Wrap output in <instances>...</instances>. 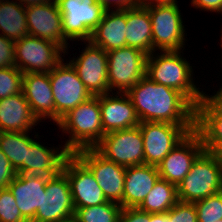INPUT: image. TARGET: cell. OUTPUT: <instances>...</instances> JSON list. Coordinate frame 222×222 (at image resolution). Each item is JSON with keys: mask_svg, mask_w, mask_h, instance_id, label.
<instances>
[{"mask_svg": "<svg viewBox=\"0 0 222 222\" xmlns=\"http://www.w3.org/2000/svg\"><path fill=\"white\" fill-rule=\"evenodd\" d=\"M140 122L195 125L196 107L179 91L151 81L147 76L127 93Z\"/></svg>", "mask_w": 222, "mask_h": 222, "instance_id": "1", "label": "cell"}, {"mask_svg": "<svg viewBox=\"0 0 222 222\" xmlns=\"http://www.w3.org/2000/svg\"><path fill=\"white\" fill-rule=\"evenodd\" d=\"M192 67L183 57V50L152 52L147 57L146 76L155 83L181 92L196 107L203 100L204 92L194 81Z\"/></svg>", "mask_w": 222, "mask_h": 222, "instance_id": "2", "label": "cell"}, {"mask_svg": "<svg viewBox=\"0 0 222 222\" xmlns=\"http://www.w3.org/2000/svg\"><path fill=\"white\" fill-rule=\"evenodd\" d=\"M101 117L98 95L71 109L59 120L56 125L68 134L64 146L71 154L80 149L94 148L102 140Z\"/></svg>", "mask_w": 222, "mask_h": 222, "instance_id": "3", "label": "cell"}, {"mask_svg": "<svg viewBox=\"0 0 222 222\" xmlns=\"http://www.w3.org/2000/svg\"><path fill=\"white\" fill-rule=\"evenodd\" d=\"M221 191L222 164L214 153L204 150L177 186L178 199L185 203H195Z\"/></svg>", "mask_w": 222, "mask_h": 222, "instance_id": "4", "label": "cell"}, {"mask_svg": "<svg viewBox=\"0 0 222 222\" xmlns=\"http://www.w3.org/2000/svg\"><path fill=\"white\" fill-rule=\"evenodd\" d=\"M62 15L63 50L67 55L70 41H89L92 31L106 12L99 0H56ZM69 46V47H68Z\"/></svg>", "mask_w": 222, "mask_h": 222, "instance_id": "5", "label": "cell"}, {"mask_svg": "<svg viewBox=\"0 0 222 222\" xmlns=\"http://www.w3.org/2000/svg\"><path fill=\"white\" fill-rule=\"evenodd\" d=\"M177 3L147 7L152 25L153 52L184 50L187 34Z\"/></svg>", "mask_w": 222, "mask_h": 222, "instance_id": "6", "label": "cell"}, {"mask_svg": "<svg viewBox=\"0 0 222 222\" xmlns=\"http://www.w3.org/2000/svg\"><path fill=\"white\" fill-rule=\"evenodd\" d=\"M147 57L142 50L129 46L107 51L109 93H127L145 77Z\"/></svg>", "mask_w": 222, "mask_h": 222, "instance_id": "7", "label": "cell"}, {"mask_svg": "<svg viewBox=\"0 0 222 222\" xmlns=\"http://www.w3.org/2000/svg\"><path fill=\"white\" fill-rule=\"evenodd\" d=\"M14 52L15 66L23 74L49 73L65 57L58 44L31 35L15 41Z\"/></svg>", "mask_w": 222, "mask_h": 222, "instance_id": "8", "label": "cell"}, {"mask_svg": "<svg viewBox=\"0 0 222 222\" xmlns=\"http://www.w3.org/2000/svg\"><path fill=\"white\" fill-rule=\"evenodd\" d=\"M143 136L144 164L158 166L195 125H176L167 122H140Z\"/></svg>", "mask_w": 222, "mask_h": 222, "instance_id": "9", "label": "cell"}, {"mask_svg": "<svg viewBox=\"0 0 222 222\" xmlns=\"http://www.w3.org/2000/svg\"><path fill=\"white\" fill-rule=\"evenodd\" d=\"M50 84L55 104V123L90 97L91 93L87 90L80 80L73 66L62 59L55 68L49 72Z\"/></svg>", "mask_w": 222, "mask_h": 222, "instance_id": "10", "label": "cell"}, {"mask_svg": "<svg viewBox=\"0 0 222 222\" xmlns=\"http://www.w3.org/2000/svg\"><path fill=\"white\" fill-rule=\"evenodd\" d=\"M94 149L105 159L125 167L144 164L143 136L139 126L105 134Z\"/></svg>", "mask_w": 222, "mask_h": 222, "instance_id": "11", "label": "cell"}, {"mask_svg": "<svg viewBox=\"0 0 222 222\" xmlns=\"http://www.w3.org/2000/svg\"><path fill=\"white\" fill-rule=\"evenodd\" d=\"M73 154L92 172L107 201L120 204L126 167L105 159L94 148L80 149Z\"/></svg>", "mask_w": 222, "mask_h": 222, "instance_id": "12", "label": "cell"}, {"mask_svg": "<svg viewBox=\"0 0 222 222\" xmlns=\"http://www.w3.org/2000/svg\"><path fill=\"white\" fill-rule=\"evenodd\" d=\"M74 214L70 183L61 170L56 175L48 177L42 205L37 209L31 222H61L74 217Z\"/></svg>", "mask_w": 222, "mask_h": 222, "instance_id": "13", "label": "cell"}, {"mask_svg": "<svg viewBox=\"0 0 222 222\" xmlns=\"http://www.w3.org/2000/svg\"><path fill=\"white\" fill-rule=\"evenodd\" d=\"M84 43L86 45L79 57L73 56L72 60L70 58L67 62L73 66L92 96L108 94L107 52L90 41H84Z\"/></svg>", "mask_w": 222, "mask_h": 222, "instance_id": "14", "label": "cell"}, {"mask_svg": "<svg viewBox=\"0 0 222 222\" xmlns=\"http://www.w3.org/2000/svg\"><path fill=\"white\" fill-rule=\"evenodd\" d=\"M203 151L199 133L189 132L157 166L160 178L178 186Z\"/></svg>", "mask_w": 222, "mask_h": 222, "instance_id": "15", "label": "cell"}, {"mask_svg": "<svg viewBox=\"0 0 222 222\" xmlns=\"http://www.w3.org/2000/svg\"><path fill=\"white\" fill-rule=\"evenodd\" d=\"M62 171L66 174L75 208L96 206L107 202L92 172L74 155L64 161Z\"/></svg>", "mask_w": 222, "mask_h": 222, "instance_id": "16", "label": "cell"}, {"mask_svg": "<svg viewBox=\"0 0 222 222\" xmlns=\"http://www.w3.org/2000/svg\"><path fill=\"white\" fill-rule=\"evenodd\" d=\"M209 95L203 93V100L196 106L195 130L201 136L204 150L215 153L222 146V86Z\"/></svg>", "mask_w": 222, "mask_h": 222, "instance_id": "17", "label": "cell"}, {"mask_svg": "<svg viewBox=\"0 0 222 222\" xmlns=\"http://www.w3.org/2000/svg\"><path fill=\"white\" fill-rule=\"evenodd\" d=\"M29 35L58 44L63 49L62 15L56 0L26 7Z\"/></svg>", "mask_w": 222, "mask_h": 222, "instance_id": "18", "label": "cell"}, {"mask_svg": "<svg viewBox=\"0 0 222 222\" xmlns=\"http://www.w3.org/2000/svg\"><path fill=\"white\" fill-rule=\"evenodd\" d=\"M104 135L113 131L130 129L140 124L131 99L126 93L99 95Z\"/></svg>", "mask_w": 222, "mask_h": 222, "instance_id": "19", "label": "cell"}, {"mask_svg": "<svg viewBox=\"0 0 222 222\" xmlns=\"http://www.w3.org/2000/svg\"><path fill=\"white\" fill-rule=\"evenodd\" d=\"M22 92L39 122L49 119L55 123V104L49 73H25Z\"/></svg>", "mask_w": 222, "mask_h": 222, "instance_id": "20", "label": "cell"}, {"mask_svg": "<svg viewBox=\"0 0 222 222\" xmlns=\"http://www.w3.org/2000/svg\"><path fill=\"white\" fill-rule=\"evenodd\" d=\"M47 179L45 175L16 174L8 186L17 207L28 222L35 218L37 209L42 205Z\"/></svg>", "mask_w": 222, "mask_h": 222, "instance_id": "21", "label": "cell"}, {"mask_svg": "<svg viewBox=\"0 0 222 222\" xmlns=\"http://www.w3.org/2000/svg\"><path fill=\"white\" fill-rule=\"evenodd\" d=\"M160 178L157 166L140 164L126 167L122 208H137Z\"/></svg>", "mask_w": 222, "mask_h": 222, "instance_id": "22", "label": "cell"}, {"mask_svg": "<svg viewBox=\"0 0 222 222\" xmlns=\"http://www.w3.org/2000/svg\"><path fill=\"white\" fill-rule=\"evenodd\" d=\"M38 123L23 92L0 99V132H28Z\"/></svg>", "mask_w": 222, "mask_h": 222, "instance_id": "23", "label": "cell"}, {"mask_svg": "<svg viewBox=\"0 0 222 222\" xmlns=\"http://www.w3.org/2000/svg\"><path fill=\"white\" fill-rule=\"evenodd\" d=\"M48 147L34 140L26 155V174L54 176L62 170L65 159L71 154L65 146ZM62 147V148H61Z\"/></svg>", "mask_w": 222, "mask_h": 222, "instance_id": "24", "label": "cell"}, {"mask_svg": "<svg viewBox=\"0 0 222 222\" xmlns=\"http://www.w3.org/2000/svg\"><path fill=\"white\" fill-rule=\"evenodd\" d=\"M126 24V10L106 11L89 41L106 52L122 48L126 46Z\"/></svg>", "mask_w": 222, "mask_h": 222, "instance_id": "25", "label": "cell"}, {"mask_svg": "<svg viewBox=\"0 0 222 222\" xmlns=\"http://www.w3.org/2000/svg\"><path fill=\"white\" fill-rule=\"evenodd\" d=\"M126 46L142 50L147 55L153 52L152 25L146 7L126 9Z\"/></svg>", "mask_w": 222, "mask_h": 222, "instance_id": "26", "label": "cell"}, {"mask_svg": "<svg viewBox=\"0 0 222 222\" xmlns=\"http://www.w3.org/2000/svg\"><path fill=\"white\" fill-rule=\"evenodd\" d=\"M0 31L14 42L29 35L26 7L16 0H0Z\"/></svg>", "mask_w": 222, "mask_h": 222, "instance_id": "27", "label": "cell"}, {"mask_svg": "<svg viewBox=\"0 0 222 222\" xmlns=\"http://www.w3.org/2000/svg\"><path fill=\"white\" fill-rule=\"evenodd\" d=\"M30 132H0V150L7 156L17 174H26V155L35 140Z\"/></svg>", "mask_w": 222, "mask_h": 222, "instance_id": "28", "label": "cell"}, {"mask_svg": "<svg viewBox=\"0 0 222 222\" xmlns=\"http://www.w3.org/2000/svg\"><path fill=\"white\" fill-rule=\"evenodd\" d=\"M178 201L177 186L159 178L137 208L148 213H166Z\"/></svg>", "mask_w": 222, "mask_h": 222, "instance_id": "29", "label": "cell"}, {"mask_svg": "<svg viewBox=\"0 0 222 222\" xmlns=\"http://www.w3.org/2000/svg\"><path fill=\"white\" fill-rule=\"evenodd\" d=\"M121 210L120 204L107 201L96 206L75 208L74 218L78 222H119Z\"/></svg>", "mask_w": 222, "mask_h": 222, "instance_id": "30", "label": "cell"}, {"mask_svg": "<svg viewBox=\"0 0 222 222\" xmlns=\"http://www.w3.org/2000/svg\"><path fill=\"white\" fill-rule=\"evenodd\" d=\"M194 204L198 222H215L222 219V191Z\"/></svg>", "mask_w": 222, "mask_h": 222, "instance_id": "31", "label": "cell"}, {"mask_svg": "<svg viewBox=\"0 0 222 222\" xmlns=\"http://www.w3.org/2000/svg\"><path fill=\"white\" fill-rule=\"evenodd\" d=\"M23 75L16 66L0 68V99L22 92Z\"/></svg>", "mask_w": 222, "mask_h": 222, "instance_id": "32", "label": "cell"}, {"mask_svg": "<svg viewBox=\"0 0 222 222\" xmlns=\"http://www.w3.org/2000/svg\"><path fill=\"white\" fill-rule=\"evenodd\" d=\"M0 222H28L17 207L9 188L0 189Z\"/></svg>", "mask_w": 222, "mask_h": 222, "instance_id": "33", "label": "cell"}, {"mask_svg": "<svg viewBox=\"0 0 222 222\" xmlns=\"http://www.w3.org/2000/svg\"><path fill=\"white\" fill-rule=\"evenodd\" d=\"M166 213L169 222H198L197 210L194 203L178 201Z\"/></svg>", "mask_w": 222, "mask_h": 222, "instance_id": "34", "label": "cell"}, {"mask_svg": "<svg viewBox=\"0 0 222 222\" xmlns=\"http://www.w3.org/2000/svg\"><path fill=\"white\" fill-rule=\"evenodd\" d=\"M14 44V41L0 35V68L15 66Z\"/></svg>", "mask_w": 222, "mask_h": 222, "instance_id": "35", "label": "cell"}, {"mask_svg": "<svg viewBox=\"0 0 222 222\" xmlns=\"http://www.w3.org/2000/svg\"><path fill=\"white\" fill-rule=\"evenodd\" d=\"M16 174V170L11 166L9 159L0 150V189L8 188Z\"/></svg>", "mask_w": 222, "mask_h": 222, "instance_id": "36", "label": "cell"}, {"mask_svg": "<svg viewBox=\"0 0 222 222\" xmlns=\"http://www.w3.org/2000/svg\"><path fill=\"white\" fill-rule=\"evenodd\" d=\"M150 213L138 208H122L119 222H149Z\"/></svg>", "mask_w": 222, "mask_h": 222, "instance_id": "37", "label": "cell"}, {"mask_svg": "<svg viewBox=\"0 0 222 222\" xmlns=\"http://www.w3.org/2000/svg\"><path fill=\"white\" fill-rule=\"evenodd\" d=\"M191 5L201 11H210L222 15V0H191Z\"/></svg>", "mask_w": 222, "mask_h": 222, "instance_id": "38", "label": "cell"}, {"mask_svg": "<svg viewBox=\"0 0 222 222\" xmlns=\"http://www.w3.org/2000/svg\"><path fill=\"white\" fill-rule=\"evenodd\" d=\"M99 1L103 5L106 11L126 10L128 8L138 6L139 2V0H99ZM113 6L115 9L113 8Z\"/></svg>", "mask_w": 222, "mask_h": 222, "instance_id": "39", "label": "cell"}, {"mask_svg": "<svg viewBox=\"0 0 222 222\" xmlns=\"http://www.w3.org/2000/svg\"><path fill=\"white\" fill-rule=\"evenodd\" d=\"M174 1H177V0H139L138 6H142V7L147 8V7L154 6V5L173 3Z\"/></svg>", "mask_w": 222, "mask_h": 222, "instance_id": "40", "label": "cell"}, {"mask_svg": "<svg viewBox=\"0 0 222 222\" xmlns=\"http://www.w3.org/2000/svg\"><path fill=\"white\" fill-rule=\"evenodd\" d=\"M149 222H169L167 213H150Z\"/></svg>", "mask_w": 222, "mask_h": 222, "instance_id": "41", "label": "cell"}, {"mask_svg": "<svg viewBox=\"0 0 222 222\" xmlns=\"http://www.w3.org/2000/svg\"><path fill=\"white\" fill-rule=\"evenodd\" d=\"M16 1H18L24 7H27V6H31V5L45 3L48 1H52V0H16Z\"/></svg>", "mask_w": 222, "mask_h": 222, "instance_id": "42", "label": "cell"}, {"mask_svg": "<svg viewBox=\"0 0 222 222\" xmlns=\"http://www.w3.org/2000/svg\"><path fill=\"white\" fill-rule=\"evenodd\" d=\"M222 164V146L214 153Z\"/></svg>", "mask_w": 222, "mask_h": 222, "instance_id": "43", "label": "cell"}, {"mask_svg": "<svg viewBox=\"0 0 222 222\" xmlns=\"http://www.w3.org/2000/svg\"><path fill=\"white\" fill-rule=\"evenodd\" d=\"M61 222H78L74 217L70 218V219H67V220H64V221H61Z\"/></svg>", "mask_w": 222, "mask_h": 222, "instance_id": "44", "label": "cell"}, {"mask_svg": "<svg viewBox=\"0 0 222 222\" xmlns=\"http://www.w3.org/2000/svg\"><path fill=\"white\" fill-rule=\"evenodd\" d=\"M220 46L222 48V30H221V43H220ZM222 58V57H221ZM221 64H222V59H221Z\"/></svg>", "mask_w": 222, "mask_h": 222, "instance_id": "45", "label": "cell"}]
</instances>
